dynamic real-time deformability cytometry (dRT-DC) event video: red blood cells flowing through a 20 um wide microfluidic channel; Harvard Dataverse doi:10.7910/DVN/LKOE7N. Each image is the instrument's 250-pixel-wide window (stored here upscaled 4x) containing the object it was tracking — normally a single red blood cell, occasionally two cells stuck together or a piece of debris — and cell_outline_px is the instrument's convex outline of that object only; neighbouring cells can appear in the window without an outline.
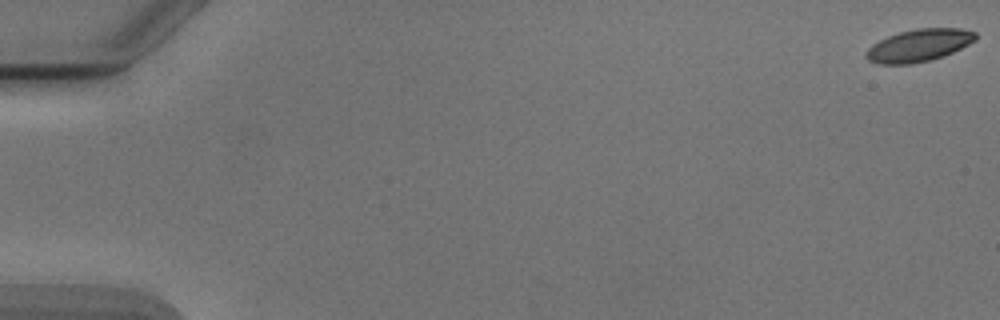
{"species": "Egyptian fruit bat (a non-hibernating species)", "species_latin": "Rousettus aegyptiacus", "temperature_condition": "cold", "stored_images_in_passage": 8, "camera_frame_rate_fps": 3000, "um_per_image_px": 0.085, "animal": {"sex": "male"}, "frame": {"image": 1, "passage_image": 1, "time_ms": 0.0, "image_size_px": [1000, 320], "cell_outline_px": [[976, 40], [944, 56], [912, 64], [880, 64], [868, 60], [864, 56], [864, 52], [872, 44], [888, 36], [900, 32], [916, 28], [960, 28], [976, 32]], "centroid_in_image_um": [78.08, 3.86], "position_along_channel_um": 6.9, "area_um2": 20.63}}
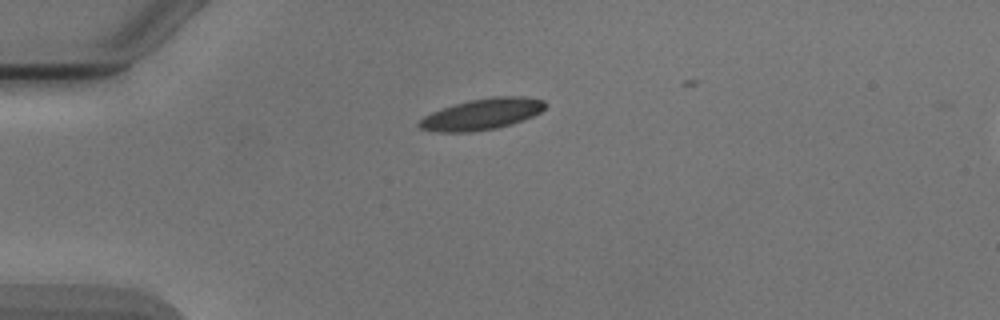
{"frame": {"image": 2, "passage_image": 5, "time_ms": 4.667, "image_size_px": [1000, 320], "cell_outline_px": [[544, 108], [540, 112], [532, 116], [496, 128], [468, 132], [436, 132], [420, 128], [416, 124], [424, 116], [432, 112], [468, 100], [492, 96], [524, 96], [544, 100]], "centroid_in_image_um": [40.93, 9.69], "position_along_channel_um": 44.1, "area_um2": 22.54}}
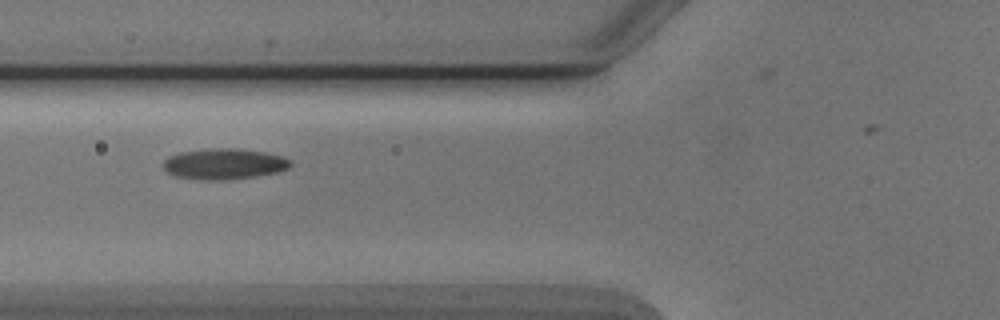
{"frame": {"image": 3, "passage_image": 7, "time_ms": 7.0, "image_size_px": [1000, 320], "cell_outline_px": [[292, 164], [288, 168], [276, 172], [228, 180], [200, 180], [176, 176], [168, 172], [164, 168], [164, 160], [168, 156], [180, 152], [208, 148], [240, 148], [264, 152], [280, 156], [292, 160]], "centroid_in_image_um": [19.03, 13.92], "position_along_channel_um": 106.8, "area_um2": 22.83}}